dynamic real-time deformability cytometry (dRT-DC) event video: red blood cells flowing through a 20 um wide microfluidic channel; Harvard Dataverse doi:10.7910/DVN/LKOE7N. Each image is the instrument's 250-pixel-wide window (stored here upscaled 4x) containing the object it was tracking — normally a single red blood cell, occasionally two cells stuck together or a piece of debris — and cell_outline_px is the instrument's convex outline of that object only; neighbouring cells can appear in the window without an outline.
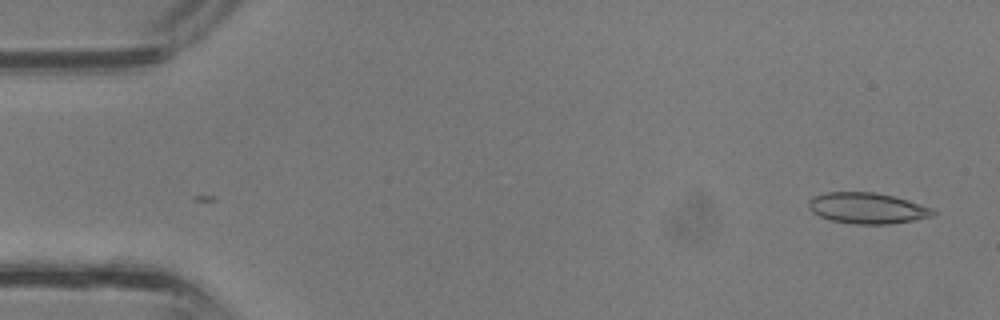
{"species": "common noctule bat (a hibernating species)", "species_latin": "Nyctalus noctula", "temperature_condition": "room temperature", "stored_images_in_passage": 3, "camera_frame_rate_fps": 3000, "um_per_image_px": 0.085, "animal": {"sex": "male", "body_mass_g": 13.3}, "frame": {"image": 1, "passage_image": 3, "time_ms": 0.667, "image_size_px": [1000, 320], "cell_outline_px": [[936, 216], [916, 220], [888, 224], [852, 224], [828, 220], [812, 212], [808, 208], [808, 200], [812, 196], [828, 192], [876, 192], [896, 196], [920, 204], [936, 212]], "centroid_in_image_um": [73.69, 17.69], "position_along_channel_um": 11.3, "area_um2": 22.72}}